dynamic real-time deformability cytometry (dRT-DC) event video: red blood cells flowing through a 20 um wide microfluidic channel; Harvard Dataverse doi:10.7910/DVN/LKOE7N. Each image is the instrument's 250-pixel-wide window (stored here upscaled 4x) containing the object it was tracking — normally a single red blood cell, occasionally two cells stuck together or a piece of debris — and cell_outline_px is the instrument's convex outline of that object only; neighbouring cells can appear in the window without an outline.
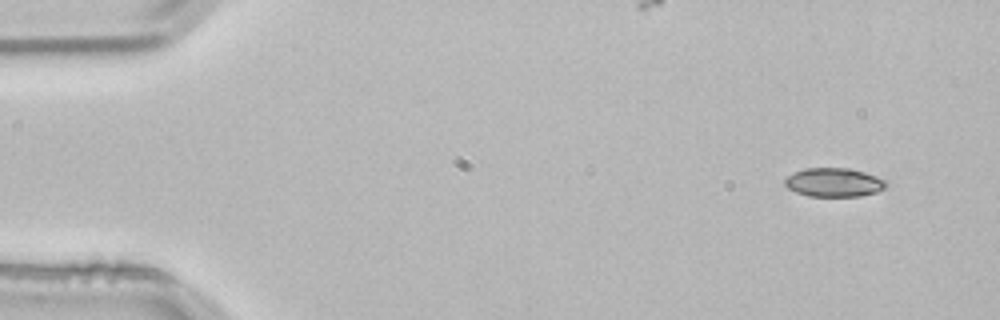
{"species": "common noctule bat (a hibernating species)", "species_latin": "Nyctalus noctula", "temperature_condition": "room temperature", "stored_images_in_passage": 5, "camera_frame_rate_fps": 3000, "um_per_image_px": 0.085, "animal": {"sex": "male", "body_mass_g": 21.5, "forearm_length_mm": 52.0}, "frame": {"image": 1, "passage_image": 5, "time_ms": 1.333, "image_size_px": [1000, 320], "cell_outline_px": [[888, 184], [884, 188], [876, 192], [860, 196], [808, 196], [796, 192], [788, 188], [784, 184], [784, 180], [788, 176], [804, 168], [848, 168], [864, 172], [876, 176], [884, 180]], "centroid_in_image_um": [70.88, 15.5], "position_along_channel_um": 14.1, "area_um2": 16.88}}